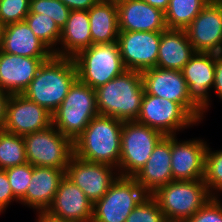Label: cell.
<instances>
[{
    "mask_svg": "<svg viewBox=\"0 0 222 222\" xmlns=\"http://www.w3.org/2000/svg\"><path fill=\"white\" fill-rule=\"evenodd\" d=\"M99 115L122 121H136L145 94L140 71L125 70L121 75L95 89Z\"/></svg>",
    "mask_w": 222,
    "mask_h": 222,
    "instance_id": "obj_1",
    "label": "cell"
},
{
    "mask_svg": "<svg viewBox=\"0 0 222 222\" xmlns=\"http://www.w3.org/2000/svg\"><path fill=\"white\" fill-rule=\"evenodd\" d=\"M76 80L74 60L53 55L43 62L22 95L53 114Z\"/></svg>",
    "mask_w": 222,
    "mask_h": 222,
    "instance_id": "obj_2",
    "label": "cell"
},
{
    "mask_svg": "<svg viewBox=\"0 0 222 222\" xmlns=\"http://www.w3.org/2000/svg\"><path fill=\"white\" fill-rule=\"evenodd\" d=\"M123 121L110 116L94 117L73 141L74 155L80 159L111 165L118 169Z\"/></svg>",
    "mask_w": 222,
    "mask_h": 222,
    "instance_id": "obj_3",
    "label": "cell"
},
{
    "mask_svg": "<svg viewBox=\"0 0 222 222\" xmlns=\"http://www.w3.org/2000/svg\"><path fill=\"white\" fill-rule=\"evenodd\" d=\"M151 195L168 222H186L213 197L204 180H172Z\"/></svg>",
    "mask_w": 222,
    "mask_h": 222,
    "instance_id": "obj_4",
    "label": "cell"
},
{
    "mask_svg": "<svg viewBox=\"0 0 222 222\" xmlns=\"http://www.w3.org/2000/svg\"><path fill=\"white\" fill-rule=\"evenodd\" d=\"M98 115L95 90L77 79L53 112L52 125L74 141Z\"/></svg>",
    "mask_w": 222,
    "mask_h": 222,
    "instance_id": "obj_5",
    "label": "cell"
},
{
    "mask_svg": "<svg viewBox=\"0 0 222 222\" xmlns=\"http://www.w3.org/2000/svg\"><path fill=\"white\" fill-rule=\"evenodd\" d=\"M72 59L76 66L77 79L94 90L126 70L118 42L92 44Z\"/></svg>",
    "mask_w": 222,
    "mask_h": 222,
    "instance_id": "obj_6",
    "label": "cell"
},
{
    "mask_svg": "<svg viewBox=\"0 0 222 222\" xmlns=\"http://www.w3.org/2000/svg\"><path fill=\"white\" fill-rule=\"evenodd\" d=\"M164 137L159 131L136 121H123L118 174L134 177L147 163L155 146Z\"/></svg>",
    "mask_w": 222,
    "mask_h": 222,
    "instance_id": "obj_7",
    "label": "cell"
},
{
    "mask_svg": "<svg viewBox=\"0 0 222 222\" xmlns=\"http://www.w3.org/2000/svg\"><path fill=\"white\" fill-rule=\"evenodd\" d=\"M27 162L32 166L62 169L66 172L74 154L73 141L53 125L23 136Z\"/></svg>",
    "mask_w": 222,
    "mask_h": 222,
    "instance_id": "obj_8",
    "label": "cell"
},
{
    "mask_svg": "<svg viewBox=\"0 0 222 222\" xmlns=\"http://www.w3.org/2000/svg\"><path fill=\"white\" fill-rule=\"evenodd\" d=\"M147 195L133 177L118 176L103 197L93 204L91 222H125Z\"/></svg>",
    "mask_w": 222,
    "mask_h": 222,
    "instance_id": "obj_9",
    "label": "cell"
},
{
    "mask_svg": "<svg viewBox=\"0 0 222 222\" xmlns=\"http://www.w3.org/2000/svg\"><path fill=\"white\" fill-rule=\"evenodd\" d=\"M136 122L149 126L164 136L198 125V122L179 104L145 92Z\"/></svg>",
    "mask_w": 222,
    "mask_h": 222,
    "instance_id": "obj_10",
    "label": "cell"
},
{
    "mask_svg": "<svg viewBox=\"0 0 222 222\" xmlns=\"http://www.w3.org/2000/svg\"><path fill=\"white\" fill-rule=\"evenodd\" d=\"M141 73L147 94L179 103L198 123L203 120L204 114L189 100L182 71L154 67Z\"/></svg>",
    "mask_w": 222,
    "mask_h": 222,
    "instance_id": "obj_11",
    "label": "cell"
},
{
    "mask_svg": "<svg viewBox=\"0 0 222 222\" xmlns=\"http://www.w3.org/2000/svg\"><path fill=\"white\" fill-rule=\"evenodd\" d=\"M65 176L77 185L94 204L103 197L119 174L111 165L89 162L73 154L67 165Z\"/></svg>",
    "mask_w": 222,
    "mask_h": 222,
    "instance_id": "obj_12",
    "label": "cell"
},
{
    "mask_svg": "<svg viewBox=\"0 0 222 222\" xmlns=\"http://www.w3.org/2000/svg\"><path fill=\"white\" fill-rule=\"evenodd\" d=\"M185 31L195 52L222 54V0H210Z\"/></svg>",
    "mask_w": 222,
    "mask_h": 222,
    "instance_id": "obj_13",
    "label": "cell"
},
{
    "mask_svg": "<svg viewBox=\"0 0 222 222\" xmlns=\"http://www.w3.org/2000/svg\"><path fill=\"white\" fill-rule=\"evenodd\" d=\"M161 32L119 31L118 45L126 70L156 67Z\"/></svg>",
    "mask_w": 222,
    "mask_h": 222,
    "instance_id": "obj_14",
    "label": "cell"
},
{
    "mask_svg": "<svg viewBox=\"0 0 222 222\" xmlns=\"http://www.w3.org/2000/svg\"><path fill=\"white\" fill-rule=\"evenodd\" d=\"M52 125V114L22 94L10 95L3 130L19 136L42 131Z\"/></svg>",
    "mask_w": 222,
    "mask_h": 222,
    "instance_id": "obj_15",
    "label": "cell"
},
{
    "mask_svg": "<svg viewBox=\"0 0 222 222\" xmlns=\"http://www.w3.org/2000/svg\"><path fill=\"white\" fill-rule=\"evenodd\" d=\"M215 64V53L195 52L181 70L188 86L189 100L203 114L210 104L209 92L214 86Z\"/></svg>",
    "mask_w": 222,
    "mask_h": 222,
    "instance_id": "obj_16",
    "label": "cell"
},
{
    "mask_svg": "<svg viewBox=\"0 0 222 222\" xmlns=\"http://www.w3.org/2000/svg\"><path fill=\"white\" fill-rule=\"evenodd\" d=\"M202 139L178 141L171 136V170L173 180H203L208 145Z\"/></svg>",
    "mask_w": 222,
    "mask_h": 222,
    "instance_id": "obj_17",
    "label": "cell"
},
{
    "mask_svg": "<svg viewBox=\"0 0 222 222\" xmlns=\"http://www.w3.org/2000/svg\"><path fill=\"white\" fill-rule=\"evenodd\" d=\"M46 213L69 222H91L93 203L77 185L64 176Z\"/></svg>",
    "mask_w": 222,
    "mask_h": 222,
    "instance_id": "obj_18",
    "label": "cell"
},
{
    "mask_svg": "<svg viewBox=\"0 0 222 222\" xmlns=\"http://www.w3.org/2000/svg\"><path fill=\"white\" fill-rule=\"evenodd\" d=\"M51 57H23L0 51V90L22 94L38 69Z\"/></svg>",
    "mask_w": 222,
    "mask_h": 222,
    "instance_id": "obj_19",
    "label": "cell"
},
{
    "mask_svg": "<svg viewBox=\"0 0 222 222\" xmlns=\"http://www.w3.org/2000/svg\"><path fill=\"white\" fill-rule=\"evenodd\" d=\"M119 31L162 32L167 29L165 13L142 0L117 3Z\"/></svg>",
    "mask_w": 222,
    "mask_h": 222,
    "instance_id": "obj_20",
    "label": "cell"
},
{
    "mask_svg": "<svg viewBox=\"0 0 222 222\" xmlns=\"http://www.w3.org/2000/svg\"><path fill=\"white\" fill-rule=\"evenodd\" d=\"M148 194L173 180L171 170V136H164L155 146L147 163L133 177Z\"/></svg>",
    "mask_w": 222,
    "mask_h": 222,
    "instance_id": "obj_21",
    "label": "cell"
},
{
    "mask_svg": "<svg viewBox=\"0 0 222 222\" xmlns=\"http://www.w3.org/2000/svg\"><path fill=\"white\" fill-rule=\"evenodd\" d=\"M65 171L44 166H33L30 184L19 203L27 205L36 212H46L52 204Z\"/></svg>",
    "mask_w": 222,
    "mask_h": 222,
    "instance_id": "obj_22",
    "label": "cell"
},
{
    "mask_svg": "<svg viewBox=\"0 0 222 222\" xmlns=\"http://www.w3.org/2000/svg\"><path fill=\"white\" fill-rule=\"evenodd\" d=\"M0 51L23 57H52L54 55L31 31L25 21L4 27Z\"/></svg>",
    "mask_w": 222,
    "mask_h": 222,
    "instance_id": "obj_23",
    "label": "cell"
},
{
    "mask_svg": "<svg viewBox=\"0 0 222 222\" xmlns=\"http://www.w3.org/2000/svg\"><path fill=\"white\" fill-rule=\"evenodd\" d=\"M194 54L185 30L166 29L161 32L156 67L181 71Z\"/></svg>",
    "mask_w": 222,
    "mask_h": 222,
    "instance_id": "obj_24",
    "label": "cell"
},
{
    "mask_svg": "<svg viewBox=\"0 0 222 222\" xmlns=\"http://www.w3.org/2000/svg\"><path fill=\"white\" fill-rule=\"evenodd\" d=\"M59 44L61 48L57 47V56L70 58L92 45L88 11H70Z\"/></svg>",
    "mask_w": 222,
    "mask_h": 222,
    "instance_id": "obj_25",
    "label": "cell"
},
{
    "mask_svg": "<svg viewBox=\"0 0 222 222\" xmlns=\"http://www.w3.org/2000/svg\"><path fill=\"white\" fill-rule=\"evenodd\" d=\"M92 44L117 42L119 35L117 3L99 0L88 10Z\"/></svg>",
    "mask_w": 222,
    "mask_h": 222,
    "instance_id": "obj_26",
    "label": "cell"
},
{
    "mask_svg": "<svg viewBox=\"0 0 222 222\" xmlns=\"http://www.w3.org/2000/svg\"><path fill=\"white\" fill-rule=\"evenodd\" d=\"M210 0H170L165 13L167 29L185 30Z\"/></svg>",
    "mask_w": 222,
    "mask_h": 222,
    "instance_id": "obj_27",
    "label": "cell"
},
{
    "mask_svg": "<svg viewBox=\"0 0 222 222\" xmlns=\"http://www.w3.org/2000/svg\"><path fill=\"white\" fill-rule=\"evenodd\" d=\"M27 163L23 136L0 130V169Z\"/></svg>",
    "mask_w": 222,
    "mask_h": 222,
    "instance_id": "obj_28",
    "label": "cell"
},
{
    "mask_svg": "<svg viewBox=\"0 0 222 222\" xmlns=\"http://www.w3.org/2000/svg\"><path fill=\"white\" fill-rule=\"evenodd\" d=\"M24 21L31 31L57 56L56 46L59 45L61 30L55 21L44 14L33 13H29Z\"/></svg>",
    "mask_w": 222,
    "mask_h": 222,
    "instance_id": "obj_29",
    "label": "cell"
},
{
    "mask_svg": "<svg viewBox=\"0 0 222 222\" xmlns=\"http://www.w3.org/2000/svg\"><path fill=\"white\" fill-rule=\"evenodd\" d=\"M203 180L212 196H220L219 194L222 192V150L212 151L209 146L207 147Z\"/></svg>",
    "mask_w": 222,
    "mask_h": 222,
    "instance_id": "obj_30",
    "label": "cell"
},
{
    "mask_svg": "<svg viewBox=\"0 0 222 222\" xmlns=\"http://www.w3.org/2000/svg\"><path fill=\"white\" fill-rule=\"evenodd\" d=\"M70 11L60 0H30L29 13L50 17L60 30L65 27Z\"/></svg>",
    "mask_w": 222,
    "mask_h": 222,
    "instance_id": "obj_31",
    "label": "cell"
},
{
    "mask_svg": "<svg viewBox=\"0 0 222 222\" xmlns=\"http://www.w3.org/2000/svg\"><path fill=\"white\" fill-rule=\"evenodd\" d=\"M125 222H168L152 195H147L132 210Z\"/></svg>",
    "mask_w": 222,
    "mask_h": 222,
    "instance_id": "obj_32",
    "label": "cell"
},
{
    "mask_svg": "<svg viewBox=\"0 0 222 222\" xmlns=\"http://www.w3.org/2000/svg\"><path fill=\"white\" fill-rule=\"evenodd\" d=\"M5 171L14 196L20 200L26 194L30 184L33 166L27 162L5 169Z\"/></svg>",
    "mask_w": 222,
    "mask_h": 222,
    "instance_id": "obj_33",
    "label": "cell"
},
{
    "mask_svg": "<svg viewBox=\"0 0 222 222\" xmlns=\"http://www.w3.org/2000/svg\"><path fill=\"white\" fill-rule=\"evenodd\" d=\"M30 0H1L0 20L8 24L22 22L29 14Z\"/></svg>",
    "mask_w": 222,
    "mask_h": 222,
    "instance_id": "obj_34",
    "label": "cell"
},
{
    "mask_svg": "<svg viewBox=\"0 0 222 222\" xmlns=\"http://www.w3.org/2000/svg\"><path fill=\"white\" fill-rule=\"evenodd\" d=\"M186 222H222V202L220 198L218 196L211 197Z\"/></svg>",
    "mask_w": 222,
    "mask_h": 222,
    "instance_id": "obj_35",
    "label": "cell"
},
{
    "mask_svg": "<svg viewBox=\"0 0 222 222\" xmlns=\"http://www.w3.org/2000/svg\"><path fill=\"white\" fill-rule=\"evenodd\" d=\"M12 201H19L13 194L5 170L0 169V213L5 211Z\"/></svg>",
    "mask_w": 222,
    "mask_h": 222,
    "instance_id": "obj_36",
    "label": "cell"
},
{
    "mask_svg": "<svg viewBox=\"0 0 222 222\" xmlns=\"http://www.w3.org/2000/svg\"><path fill=\"white\" fill-rule=\"evenodd\" d=\"M70 10L88 11L99 0H60Z\"/></svg>",
    "mask_w": 222,
    "mask_h": 222,
    "instance_id": "obj_37",
    "label": "cell"
},
{
    "mask_svg": "<svg viewBox=\"0 0 222 222\" xmlns=\"http://www.w3.org/2000/svg\"><path fill=\"white\" fill-rule=\"evenodd\" d=\"M217 96L222 100V54H216L214 86Z\"/></svg>",
    "mask_w": 222,
    "mask_h": 222,
    "instance_id": "obj_38",
    "label": "cell"
},
{
    "mask_svg": "<svg viewBox=\"0 0 222 222\" xmlns=\"http://www.w3.org/2000/svg\"><path fill=\"white\" fill-rule=\"evenodd\" d=\"M10 94L0 90V130L3 129L6 118V107Z\"/></svg>",
    "mask_w": 222,
    "mask_h": 222,
    "instance_id": "obj_39",
    "label": "cell"
},
{
    "mask_svg": "<svg viewBox=\"0 0 222 222\" xmlns=\"http://www.w3.org/2000/svg\"><path fill=\"white\" fill-rule=\"evenodd\" d=\"M142 1H145L149 5H151L155 8H158V9L162 10L163 12H165L168 8L170 0H142Z\"/></svg>",
    "mask_w": 222,
    "mask_h": 222,
    "instance_id": "obj_40",
    "label": "cell"
},
{
    "mask_svg": "<svg viewBox=\"0 0 222 222\" xmlns=\"http://www.w3.org/2000/svg\"><path fill=\"white\" fill-rule=\"evenodd\" d=\"M37 217H38V219H36L37 222H69L51 217L46 212H39Z\"/></svg>",
    "mask_w": 222,
    "mask_h": 222,
    "instance_id": "obj_41",
    "label": "cell"
},
{
    "mask_svg": "<svg viewBox=\"0 0 222 222\" xmlns=\"http://www.w3.org/2000/svg\"><path fill=\"white\" fill-rule=\"evenodd\" d=\"M4 27H5V25L0 20V45H1V42H2Z\"/></svg>",
    "mask_w": 222,
    "mask_h": 222,
    "instance_id": "obj_42",
    "label": "cell"
},
{
    "mask_svg": "<svg viewBox=\"0 0 222 222\" xmlns=\"http://www.w3.org/2000/svg\"><path fill=\"white\" fill-rule=\"evenodd\" d=\"M105 1H110V2H113V3H119V2L124 1V0H105Z\"/></svg>",
    "mask_w": 222,
    "mask_h": 222,
    "instance_id": "obj_43",
    "label": "cell"
}]
</instances>
